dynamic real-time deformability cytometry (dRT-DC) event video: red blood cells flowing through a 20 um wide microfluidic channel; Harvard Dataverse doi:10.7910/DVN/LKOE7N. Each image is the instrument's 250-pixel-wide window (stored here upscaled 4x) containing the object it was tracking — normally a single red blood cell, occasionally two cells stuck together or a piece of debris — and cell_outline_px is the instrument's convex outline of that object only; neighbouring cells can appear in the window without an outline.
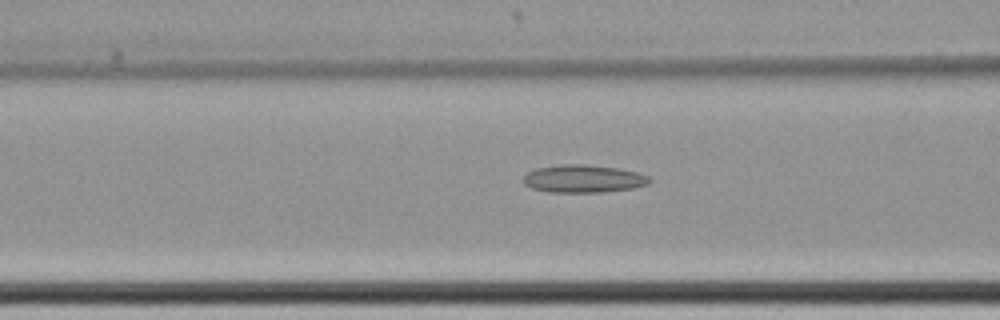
{"species": "common noctule bat (a hibernating species)", "species_latin": "Nyctalus noctula", "temperature_condition": "cold", "stored_images_in_passage": 34, "camera_frame_rate_fps": 3000, "um_per_image_px": 0.085, "animal": {"sex": "female", "body_mass_g": 22.7, "forearm_length_mm": 54.2}, "frame": {"image": 1, "passage_image": 21, "time_ms": 6.667, "image_size_px": [1000, 320], "cell_outline_px": [[652, 180], [648, 184], [632, 188], [604, 192], [548, 192], [532, 188], [524, 184], [524, 176], [528, 172], [536, 168], [560, 164], [584, 164], [616, 168], [636, 172], [648, 176]], "centroid_in_image_um": [49.57, 15.19], "position_along_channel_um": 117.0, "area_um2": 20.35}}
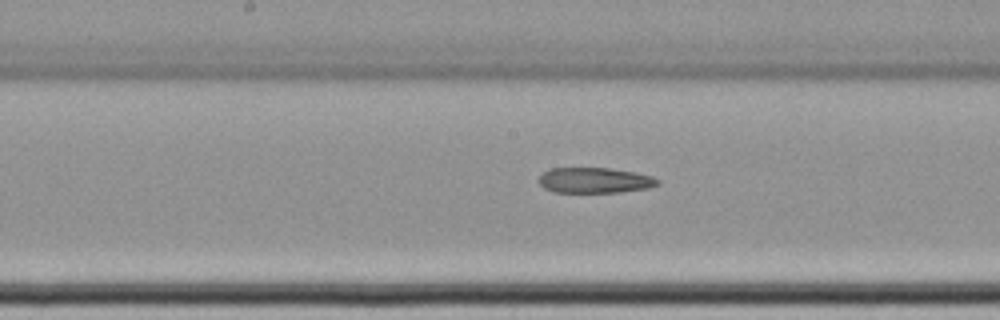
{"frame": {"image": 2, "passage_image": 28, "time_ms": 9.0, "image_size_px": [1000, 320], "cell_outline_px": [[660, 184], [648, 188], [620, 192], [556, 192], [544, 188], [540, 184], [540, 176], [544, 172], [552, 168], [612, 168], [636, 172], [652, 176], [660, 180]], "centroid_in_image_um": [50.6, 15.32], "position_along_channel_um": 197.6, "area_um2": 17.63}}
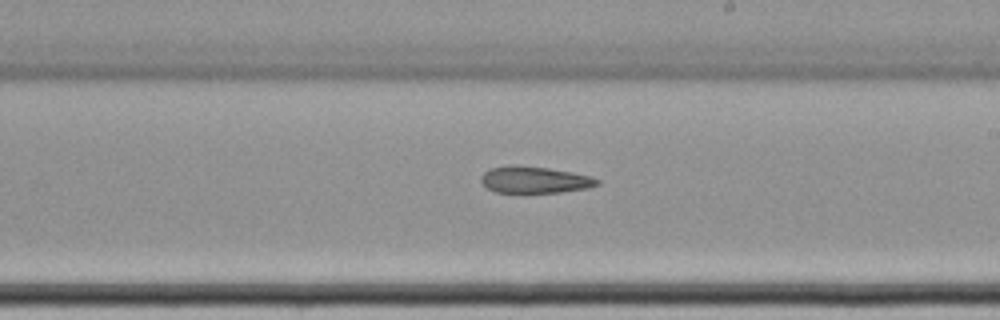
{"frame": {"image": 3, "passage_image": 32, "time_ms": 10.333, "image_size_px": [1000, 320], "cell_outline_px": [[600, 184], [588, 188], [560, 192], [496, 192], [488, 188], [480, 180], [480, 176], [484, 172], [492, 168], [512, 164], [516, 164], [548, 168], [572, 172], [592, 176], [600, 180]], "centroid_in_image_um": [45.46, 15.27], "position_along_channel_um": 243.5, "area_um2": 18.09}}